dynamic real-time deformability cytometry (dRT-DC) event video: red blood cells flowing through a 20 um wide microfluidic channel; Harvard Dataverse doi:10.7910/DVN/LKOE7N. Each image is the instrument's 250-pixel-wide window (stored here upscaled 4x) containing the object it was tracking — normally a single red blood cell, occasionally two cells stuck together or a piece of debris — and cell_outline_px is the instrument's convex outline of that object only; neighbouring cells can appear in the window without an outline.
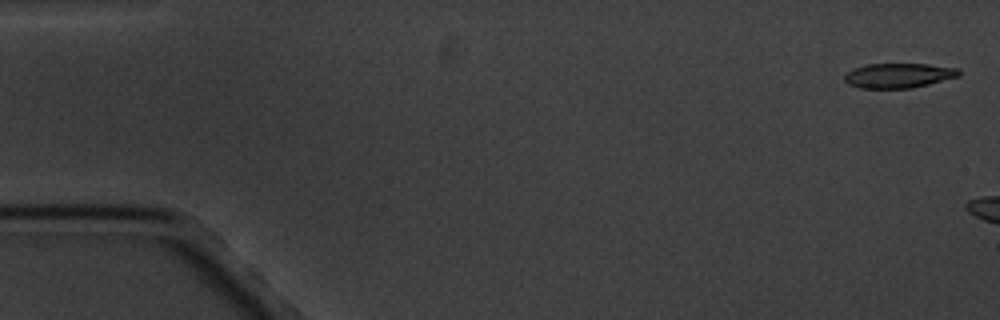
{"species": "common noctule bat (a hibernating species)", "species_latin": "Nyctalus noctula", "temperature_condition": "cold", "stored_images_in_passage": 5, "camera_frame_rate_fps": 3000, "um_per_image_px": 0.085, "animal": {"sex": "male", "body_mass_g": 20.1, "forearm_length_mm": 53.5}, "frame": {"image": 1, "passage_image": 1, "time_ms": 0.0, "image_size_px": [1000, 320], "cell_outline_px": [[960, 76], [912, 88], [860, 88], [848, 84], [844, 80], [844, 76], [848, 72], [856, 68], [868, 64], [928, 64], [960, 68]], "centroid_in_image_um": [76.41, 6.42], "position_along_channel_um": 8.6, "area_um2": 16.42}}